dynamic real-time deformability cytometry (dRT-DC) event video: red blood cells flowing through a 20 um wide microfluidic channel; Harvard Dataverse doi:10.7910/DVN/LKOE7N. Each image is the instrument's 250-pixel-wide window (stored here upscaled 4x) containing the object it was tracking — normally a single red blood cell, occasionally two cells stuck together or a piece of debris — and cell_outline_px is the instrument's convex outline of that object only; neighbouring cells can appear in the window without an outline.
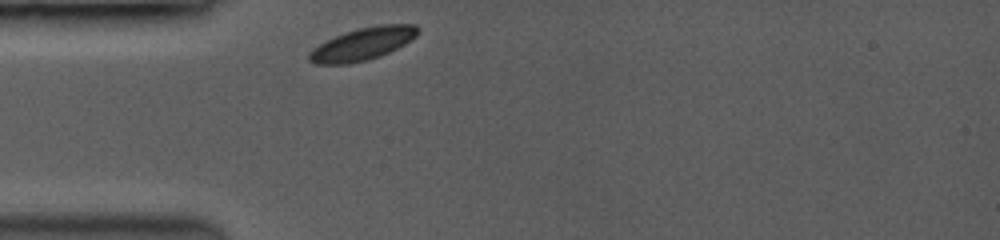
{"species": "common noctule bat (a hibernating species)", "species_latin": "Nyctalus noctula", "temperature_condition": "room temperature", "stored_images_in_passage": 1, "camera_frame_rate_fps": 3500, "um_per_image_px": 0.085, "animal": {"sex": "female", "body_mass_g": 19.0, "forearm_length_mm": 53.3}, "frame": {"image": 1, "passage_image": 1, "time_ms": 0.0, "image_size_px": [1000, 240], "cell_outline_px": [[420, 32], [416, 36], [404, 44], [380, 56], [368, 60], [348, 64], [316, 64], [308, 60], [308, 52], [312, 48], [344, 32], [360, 28], [380, 24], [416, 24]], "centroid_in_image_um": [30.82, 3.73], "position_along_channel_um": 54.2, "area_um2": 20.52}}